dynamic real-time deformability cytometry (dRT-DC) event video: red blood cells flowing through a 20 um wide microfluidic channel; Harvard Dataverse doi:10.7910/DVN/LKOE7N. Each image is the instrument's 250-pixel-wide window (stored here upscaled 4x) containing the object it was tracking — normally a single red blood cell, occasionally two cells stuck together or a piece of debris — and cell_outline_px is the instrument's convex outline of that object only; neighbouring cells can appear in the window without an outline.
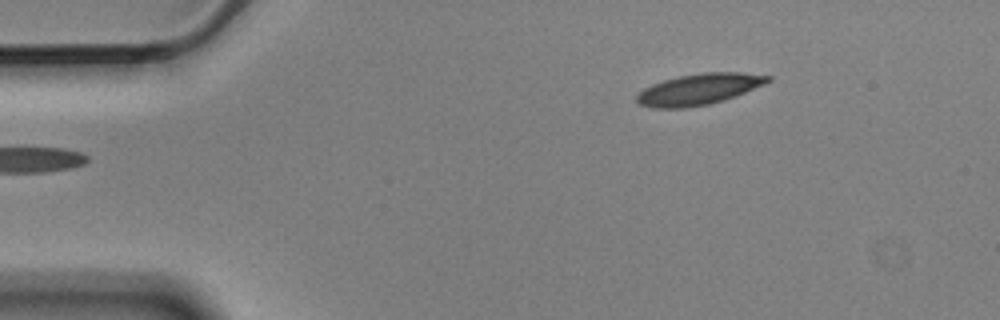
{"species": "Egyptian fruit bat (a non-hibernating species)", "species_latin": "Rousettus aegyptiacus", "temperature_condition": "cold", "stored_images_in_passage": 3, "camera_frame_rate_fps": 3000, "um_per_image_px": 0.085, "animal": {"sex": "male"}, "frame": {"image": 1, "passage_image": 1, "time_ms": 0.0, "image_size_px": [1000, 320], "cell_outline_px": [[772, 80], [764, 84], [736, 96], [724, 100], [708, 104], [688, 108], [652, 108], [640, 104], [636, 100], [636, 92], [652, 84], [664, 80], [680, 76], [704, 72], [744, 72], [772, 76]], "centroid_in_image_um": [59.41, 7.58], "position_along_channel_um": 25.6, "area_um2": 23.87}}